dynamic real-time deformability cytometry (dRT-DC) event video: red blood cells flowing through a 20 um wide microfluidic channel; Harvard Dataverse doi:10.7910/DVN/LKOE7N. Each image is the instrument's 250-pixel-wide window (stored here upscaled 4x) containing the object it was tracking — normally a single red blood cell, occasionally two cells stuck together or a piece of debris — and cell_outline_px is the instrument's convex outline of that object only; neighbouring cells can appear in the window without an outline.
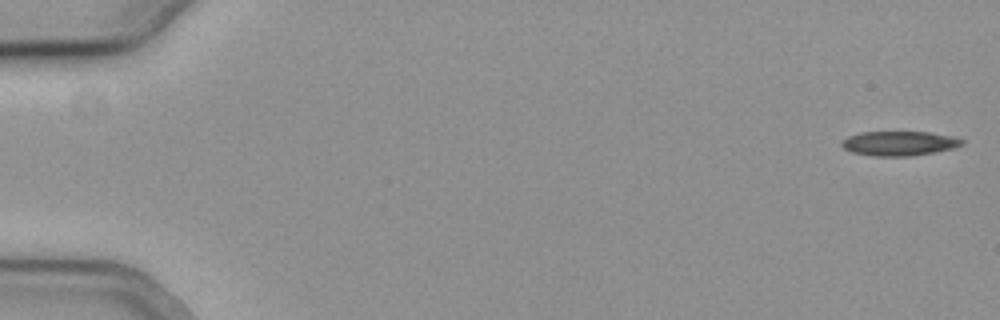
{"species": "common noctule bat (a hibernating species)", "species_latin": "Nyctalus noctula", "temperature_condition": "cold", "stored_images_in_passage": 55, "camera_frame_rate_fps": 3000, "um_per_image_px": 0.085, "animal": {"sex": "female", "body_mass_g": 19.3, "forearm_length_mm": 54.1}, "frame": {"image": 1, "passage_image": 1, "time_ms": 0.0, "image_size_px": [1000, 320], "cell_outline_px": [[964, 144], [956, 148], [936, 152], [912, 156], [872, 156], [852, 152], [844, 148], [840, 144], [848, 136], [860, 132], [928, 132], [952, 136], [964, 140]], "centroid_in_image_um": [76.47, 12.19], "position_along_channel_um": 8.5, "area_um2": 17.28}}
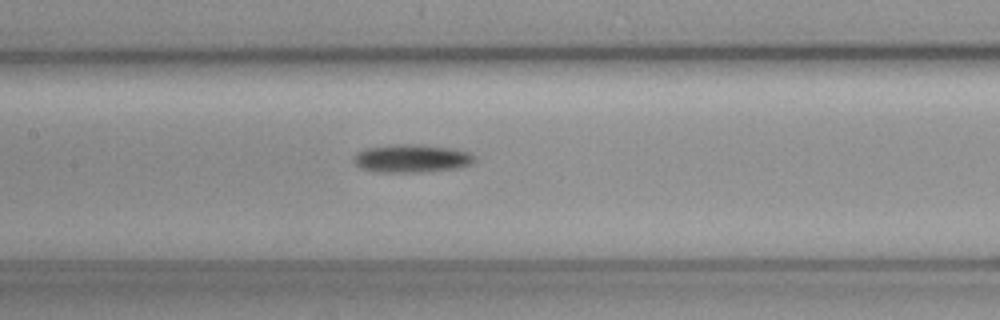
{"frame": {"image": 2, "passage_image": 27, "time_ms": 8.667, "image_size_px": [1000, 320], "cell_outline_px": [[476, 160], [468, 164], [456, 168], [412, 172], [380, 172], [364, 168], [356, 164], [352, 160], [356, 152], [364, 148], [388, 144], [420, 144], [452, 148], [468, 152], [476, 156]], "centroid_in_image_um": [34.96, 13.44], "position_along_channel_um": 172.4, "area_um2": 19.71}}
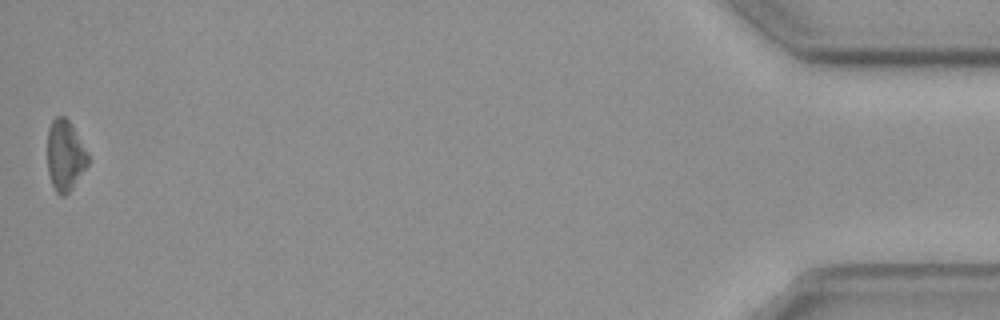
{"frame": {"image": 3, "passage_image": 55, "time_ms": 18.0, "image_size_px": [1000, 320], "cell_outline_px": [[88, 164], [72, 188], [64, 196], [60, 196], [56, 192], [52, 184], [48, 172], [48, 128], [52, 120], [56, 116], [64, 116], [72, 124], [88, 152]], "centroid_in_image_um": [5.53, 13.2], "position_along_channel_um": 429.7, "area_um2": 16.7}, "authors_computed_cell_mechanics": {"area_um2": 18.0914, "velocity_mm_per_s": 3.7979, "shape_relaxation_time_tau1_ms": 2.7522, "shape_relaxation_time_tau2_ms": null, "deformation_change_tau1": 0.0689, "deformation_change_tau2": null}}